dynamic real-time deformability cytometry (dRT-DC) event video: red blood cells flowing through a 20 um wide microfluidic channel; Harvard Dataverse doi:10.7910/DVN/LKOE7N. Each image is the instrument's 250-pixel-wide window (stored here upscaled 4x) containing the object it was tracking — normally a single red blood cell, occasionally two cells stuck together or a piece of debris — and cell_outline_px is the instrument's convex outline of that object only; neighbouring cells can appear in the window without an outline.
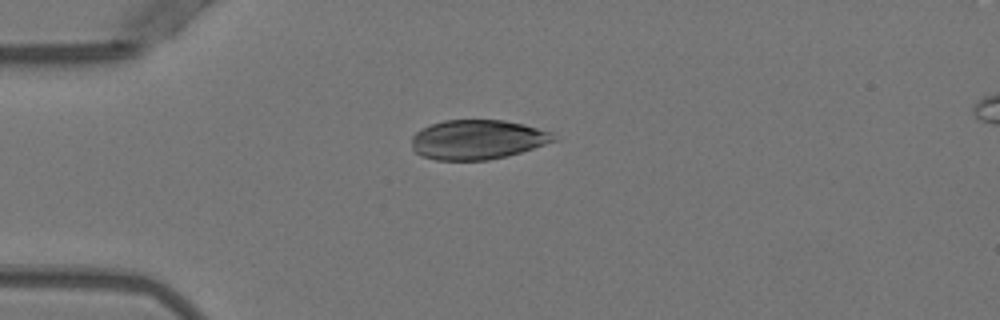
{"species": "Egyptian fruit bat (a non-hibernating species)", "species_latin": "Rousettus aegyptiacus", "temperature_condition": "warm", "stored_images_in_passage": 39, "camera_frame_rate_fps": 3000, "um_per_image_px": 0.085, "animal": {"sex": "female"}, "frame": {"image": 1, "passage_image": 1, "time_ms": 0.0, "image_size_px": [1000, 320], "cell_outline_px": [[560, 140], [508, 156], [488, 160], [436, 160], [420, 156], [412, 148], [412, 136], [420, 128], [444, 120], [504, 120], [524, 124], [552, 132]], "centroid_in_image_um": [40.61, 11.87], "position_along_channel_um": 44.4, "area_um2": 33.06}}
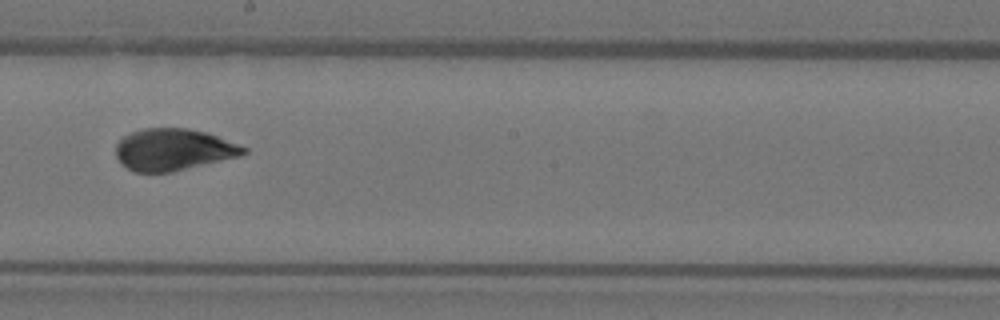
{"frame": {"image": 2, "passage_image": 17, "time_ms": 5.333, "image_size_px": [1000, 320], "cell_outline_px": [[248, 152], [240, 156], [172, 172], [132, 172], [120, 164], [116, 156], [116, 144], [124, 136], [132, 132], [144, 128], [188, 128], [208, 132], [248, 148]], "centroid_in_image_um": [14.73, 12.72], "position_along_channel_um": 233.5, "area_um2": 31.33}}
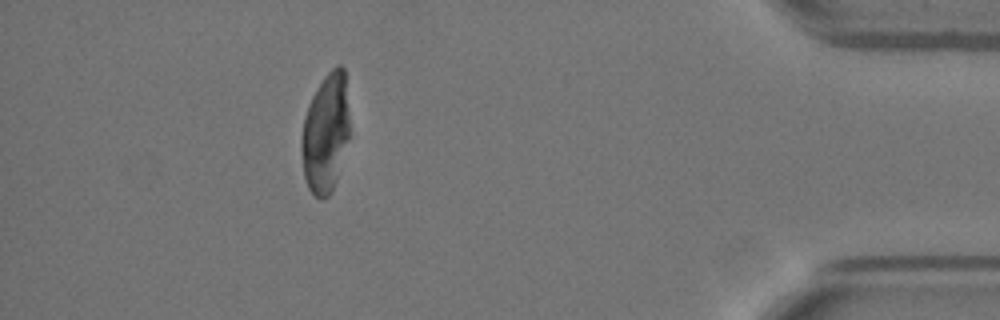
{"frame": {"image": 3, "passage_image": 34, "time_ms": 11.0, "image_size_px": [1000, 320], "cell_outline_px": [[348, 136], [336, 180], [332, 192], [324, 200], [320, 200], [308, 188], [304, 176], [300, 148], [300, 136], [304, 116], [308, 104], [312, 96], [324, 76], [336, 64], [340, 64], [344, 68], [348, 116]], "centroid_in_image_um": [27.63, 11.33], "position_along_channel_um": 407.6, "area_um2": 33.29}}